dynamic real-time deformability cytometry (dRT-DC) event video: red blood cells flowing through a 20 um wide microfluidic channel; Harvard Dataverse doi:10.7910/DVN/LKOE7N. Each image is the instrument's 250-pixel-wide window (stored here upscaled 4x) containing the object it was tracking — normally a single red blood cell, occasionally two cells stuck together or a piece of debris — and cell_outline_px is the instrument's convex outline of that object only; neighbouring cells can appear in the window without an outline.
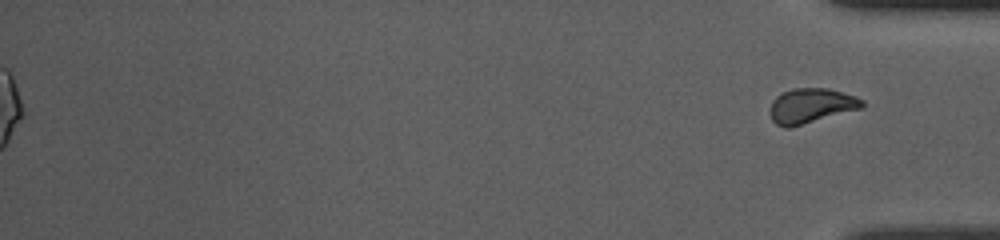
{"species": "common noctule bat (a hibernating species)", "species_latin": "Nyctalus noctula", "temperature_condition": "room temperature", "stored_images_in_passage": 54, "segment_of_instrument_passage": [2, 2], "camera_frame_rate_fps": 3000, "um_per_image_px": 0.085, "animal": {"sex": "female", "body_mass_g": 10.0, "forearm_length_mm": 53.1}, "frame": {"image": 1, "passage_image": 54, "time_ms": 17.667, "image_size_px": [1000, 240], "cell_outline_px": [[864, 108], [792, 128], [784, 128], [776, 124], [772, 120], [772, 100], [776, 96], [792, 88], [828, 88], [856, 96], [864, 100]], "centroid_in_image_um": [68.99, 9.0], "position_along_channel_um": 366.2, "area_um2": 18.96}}